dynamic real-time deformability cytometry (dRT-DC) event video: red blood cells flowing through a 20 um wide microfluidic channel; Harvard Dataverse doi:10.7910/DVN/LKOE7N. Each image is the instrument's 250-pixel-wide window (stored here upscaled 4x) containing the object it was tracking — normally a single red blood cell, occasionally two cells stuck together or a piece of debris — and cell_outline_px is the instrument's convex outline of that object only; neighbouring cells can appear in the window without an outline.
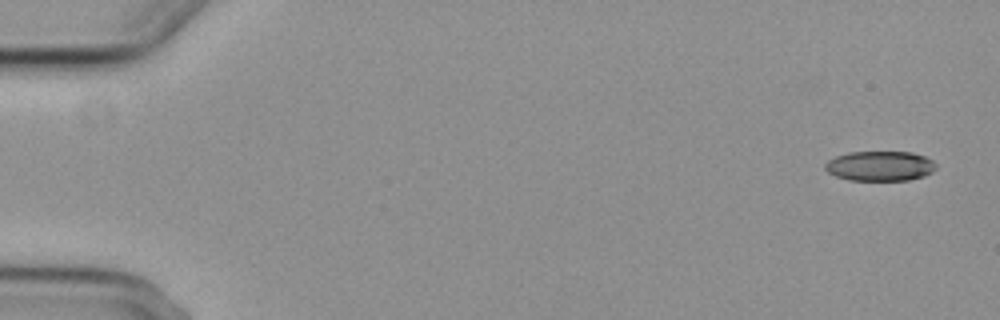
{"species": "common noctule bat (a hibernating species)", "species_latin": "Nyctalus noctula", "temperature_condition": "cold", "stored_images_in_passage": 6, "segment_of_instrument_passage": [1, 2], "camera_frame_rate_fps": 3000, "um_per_image_px": 0.085, "animal": {"sex": "female", "body_mass_g": 29.2, "forearm_length_mm": 56.3}, "frame": {"image": 1, "passage_image": 1, "time_ms": 0.0, "image_size_px": [1000, 320], "cell_outline_px": [[936, 168], [932, 172], [924, 176], [908, 180], [848, 180], [836, 176], [828, 172], [824, 168], [824, 164], [828, 160], [836, 156], [848, 152], [912, 152], [924, 156], [932, 160], [936, 164]], "centroid_in_image_um": [74.79, 14.11], "position_along_channel_um": 10.2, "area_um2": 19.36}}
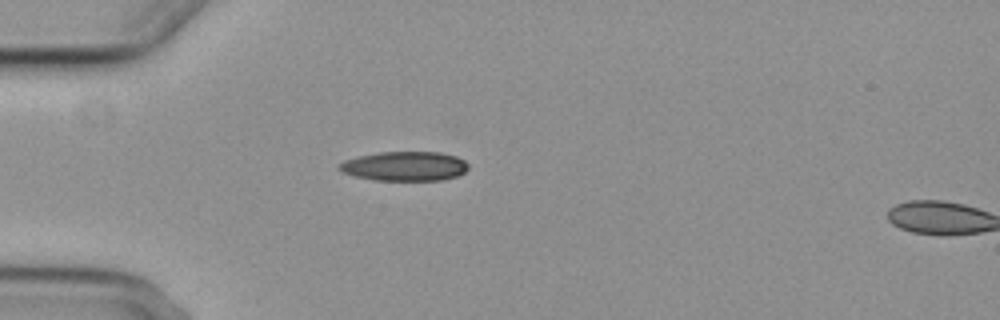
{"frame": {"image": 2, "passage_image": 5, "time_ms": 4.667, "image_size_px": [1000, 320], "cell_outline_px": [[468, 168], [464, 172], [456, 176], [444, 180], [372, 180], [356, 176], [344, 172], [336, 168], [336, 164], [344, 160], [360, 156], [380, 152], [440, 152], [456, 156], [464, 160], [468, 164]], "centroid_in_image_um": [34.39, 14.12], "position_along_channel_um": 50.6, "area_um2": 22.14}}